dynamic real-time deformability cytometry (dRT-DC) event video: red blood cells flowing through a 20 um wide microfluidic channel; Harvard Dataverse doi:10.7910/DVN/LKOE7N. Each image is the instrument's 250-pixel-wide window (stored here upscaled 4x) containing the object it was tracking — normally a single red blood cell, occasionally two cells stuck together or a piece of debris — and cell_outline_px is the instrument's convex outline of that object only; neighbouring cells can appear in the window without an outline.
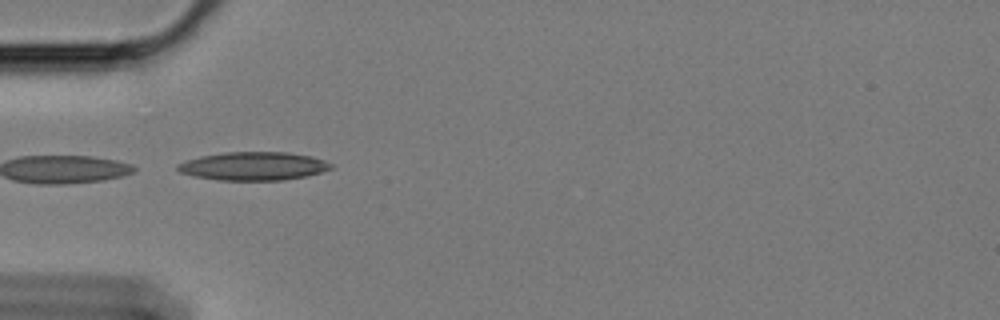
{"species": "Egyptian fruit bat (a non-hibernating species)", "species_latin": "Rousettus aegyptiacus", "temperature_condition": "cold", "stored_images_in_passage": 6, "camera_frame_rate_fps": 3000, "um_per_image_px": 0.085, "animal": {"sex": "female"}, "frame": {"image": 1, "passage_image": 1, "time_ms": 0.0, "image_size_px": [1000, 320], "cell_outline_px": [[332, 168], [308, 176], [284, 180], [220, 180], [196, 176], [180, 172], [176, 168], [176, 164], [184, 160], [200, 156], [224, 152], [288, 152], [312, 156], [324, 160], [332, 164]], "centroid_in_image_um": [21.54, 14.11], "position_along_channel_um": 63.5, "area_um2": 25.43}}